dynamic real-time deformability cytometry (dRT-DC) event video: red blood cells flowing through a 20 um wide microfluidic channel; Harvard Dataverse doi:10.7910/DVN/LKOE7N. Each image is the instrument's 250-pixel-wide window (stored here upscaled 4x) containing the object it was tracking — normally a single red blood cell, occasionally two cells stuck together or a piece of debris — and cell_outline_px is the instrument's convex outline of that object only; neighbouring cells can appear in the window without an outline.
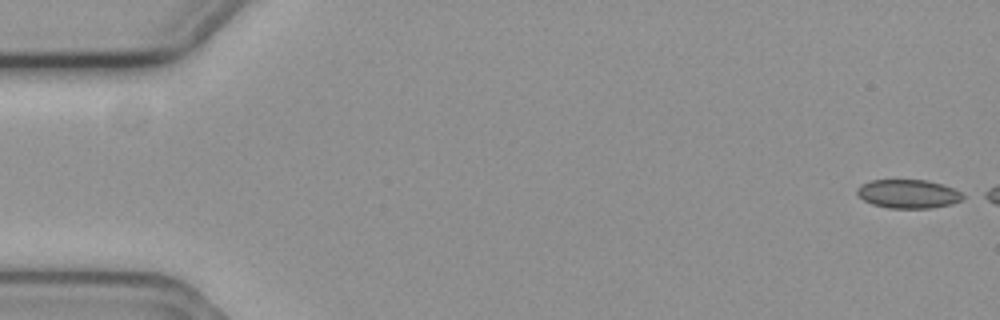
{"species": "common noctule bat (a hibernating species)", "species_latin": "Nyctalus noctula", "temperature_condition": "cold", "stored_images_in_passage": 3, "camera_frame_rate_fps": 3000, "um_per_image_px": 0.085, "animal": {"sex": "female", "body_mass_g": 19.3, "forearm_length_mm": 54.1}, "frame": {"image": 1, "passage_image": 1, "time_ms": 0.0, "image_size_px": [1000, 320], "cell_outline_px": [[968, 196], [952, 204], [932, 208], [888, 208], [872, 204], [864, 200], [856, 192], [856, 188], [860, 184], [872, 180], [928, 180], [952, 188]], "centroid_in_image_um": [77.2, 16.48], "position_along_channel_um": 7.8, "area_um2": 17.74}}